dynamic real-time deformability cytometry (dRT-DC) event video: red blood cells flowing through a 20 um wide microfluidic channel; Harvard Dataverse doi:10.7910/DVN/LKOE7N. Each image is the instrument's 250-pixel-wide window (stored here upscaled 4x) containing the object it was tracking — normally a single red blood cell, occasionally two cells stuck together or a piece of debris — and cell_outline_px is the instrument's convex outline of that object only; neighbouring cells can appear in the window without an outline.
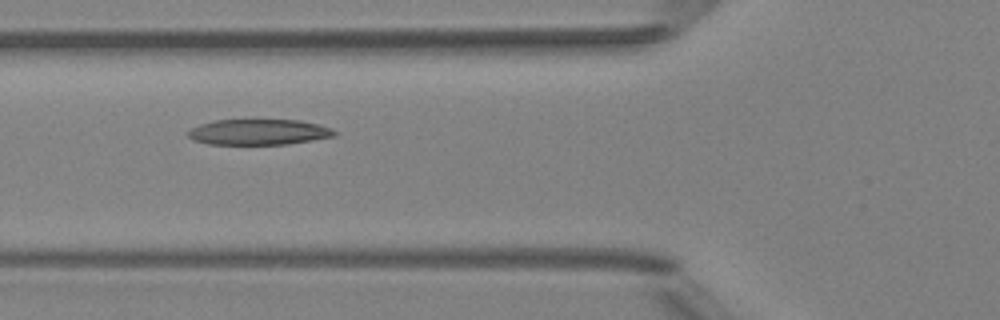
{"species": "Egyptian fruit bat (a non-hibernating species)", "species_latin": "Rousettus aegyptiacus", "temperature_condition": "room temperature", "stored_images_in_passage": 8, "camera_frame_rate_fps": 3000, "um_per_image_px": 0.085, "animal": {"sex": "female"}, "frame": {"image": 1, "passage_image": 6, "time_ms": 5.667, "image_size_px": [1000, 320], "cell_outline_px": [[340, 132], [336, 136], [288, 144], [208, 144], [192, 140], [188, 136], [188, 132], [192, 128], [200, 124], [216, 120], [300, 120], [332, 128]], "centroid_in_image_um": [22.03, 11.22], "position_along_channel_um": 103.8, "area_um2": 21.91}}
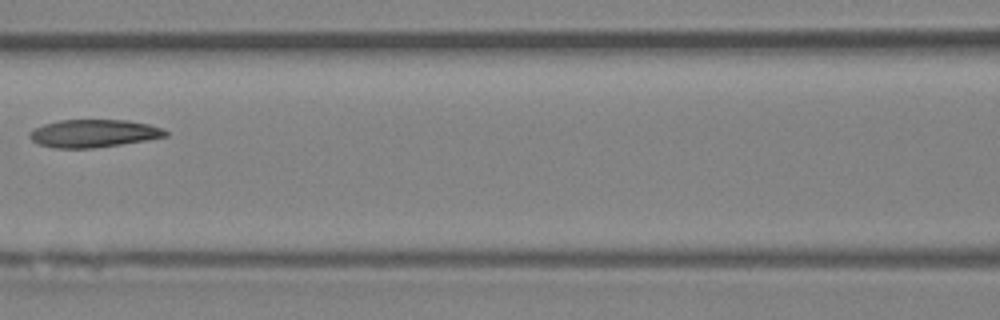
{"frame": {"image": 2, "passage_image": 7, "time_ms": 7.0, "image_size_px": [1000, 320], "cell_outline_px": [[168, 136], [148, 140], [92, 148], [56, 148], [36, 144], [28, 136], [28, 132], [44, 124], [60, 120], [128, 120], [148, 124], [160, 128], [168, 132]], "centroid_in_image_um": [7.94, 11.34], "position_along_channel_um": 158.7, "area_um2": 21.96}}
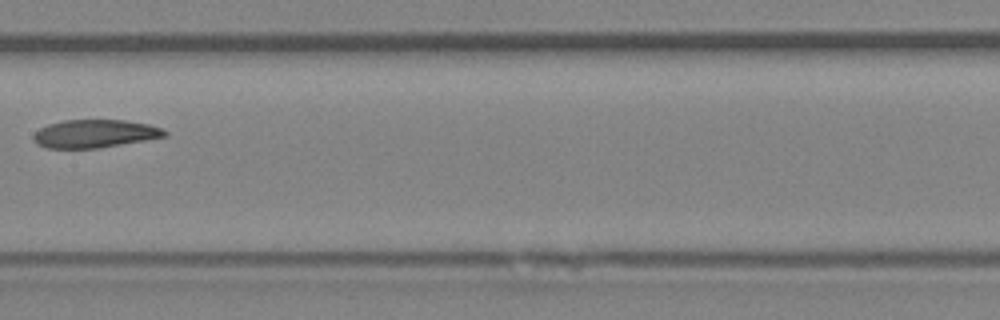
{"frame": {"image": 3, "passage_image": 8, "time_ms": 8.0, "image_size_px": [1000, 320], "cell_outline_px": [[168, 136], [96, 148], [44, 148], [36, 144], [32, 140], [32, 136], [40, 128], [48, 124], [64, 120], [124, 120], [148, 124], [164, 128], [168, 132]], "centroid_in_image_um": [8.04, 11.36], "position_along_channel_um": 199.4, "area_um2": 21.5}}